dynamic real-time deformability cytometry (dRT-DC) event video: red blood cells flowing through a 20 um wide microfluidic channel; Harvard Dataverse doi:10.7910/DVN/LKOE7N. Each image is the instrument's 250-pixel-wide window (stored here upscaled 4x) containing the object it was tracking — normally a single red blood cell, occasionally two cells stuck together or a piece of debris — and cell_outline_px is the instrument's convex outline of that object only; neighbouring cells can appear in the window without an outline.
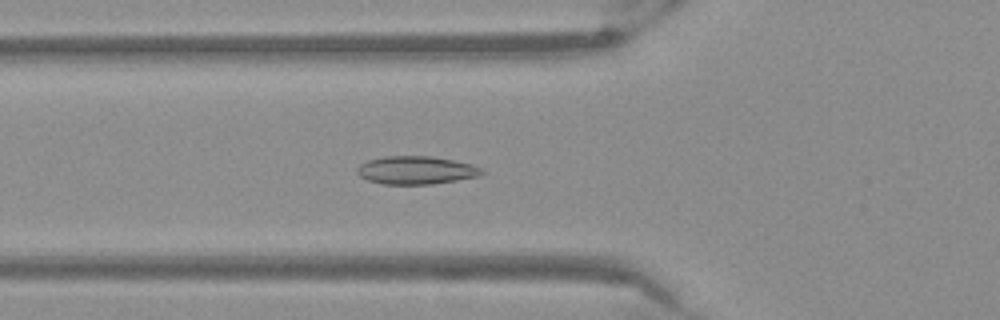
{"species": "Egyptian fruit bat (a non-hibernating species)", "species_latin": "Rousettus aegyptiacus", "temperature_condition": "warm", "stored_images_in_passage": 36, "camera_frame_rate_fps": 3000, "um_per_image_px": 0.085, "frame": {"image": 1, "passage_image": 2, "time_ms": 0.333, "image_size_px": [1000, 320], "cell_outline_px": [[484, 172], [480, 176], [432, 184], [384, 184], [368, 180], [360, 176], [356, 172], [356, 168], [360, 164], [368, 160], [384, 156], [432, 156], [472, 164], [484, 168]], "centroid_in_image_um": [35.38, 14.46], "position_along_channel_um": 90.4, "area_um2": 20.46}}
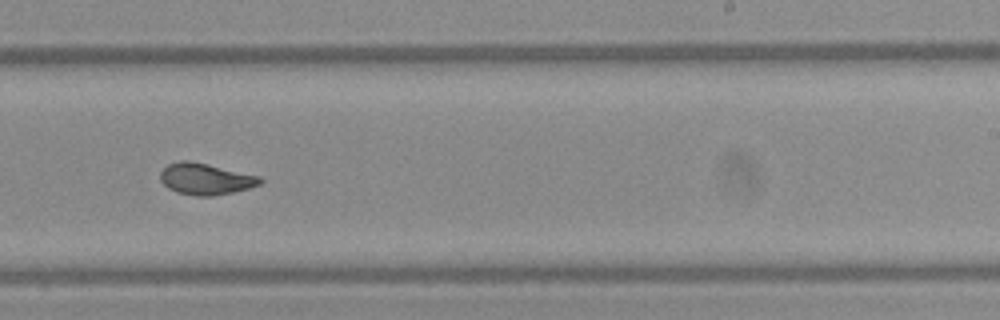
{"frame": {"image": 2, "passage_image": 16, "time_ms": 5.0, "image_size_px": [1000, 320], "cell_outline_px": [[264, 180], [260, 184], [248, 188], [232, 192], [212, 196], [196, 196], [176, 192], [168, 188], [160, 180], [160, 172], [168, 164], [180, 160], [188, 160], [208, 164], [260, 176]], "centroid_in_image_um": [17.46, 15.21], "position_along_channel_um": 271.5, "area_um2": 18.26}}
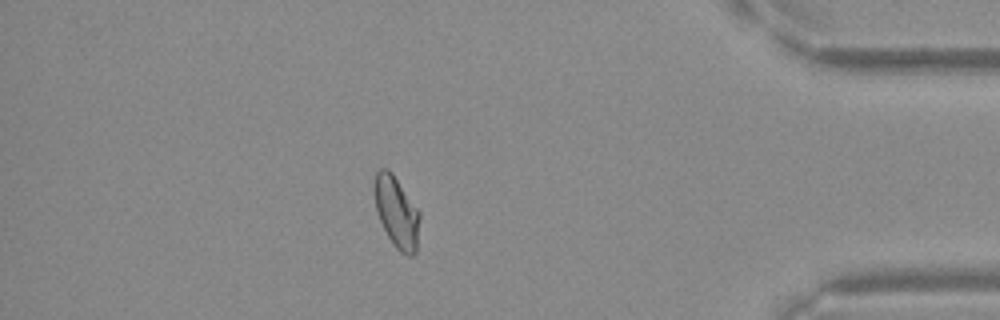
{"frame": {"image": 3, "passage_image": 29, "time_ms": 9.333, "image_size_px": [1000, 320], "cell_outline_px": [[420, 216], [416, 252], [412, 256], [408, 256], [400, 252], [392, 244], [380, 220], [376, 208], [372, 188], [372, 184], [376, 172], [380, 168], [388, 168], [392, 172], [420, 212]], "centroid_in_image_um": [33.69, 18.0], "position_along_channel_um": 401.5, "area_um2": 19.02}}